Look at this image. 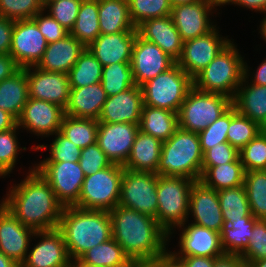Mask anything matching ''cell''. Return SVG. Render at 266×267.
<instances>
[{"label": "cell", "mask_w": 266, "mask_h": 267, "mask_svg": "<svg viewBox=\"0 0 266 267\" xmlns=\"http://www.w3.org/2000/svg\"><path fill=\"white\" fill-rule=\"evenodd\" d=\"M225 225L238 221L251 214L247 192L244 185L217 191Z\"/></svg>", "instance_id": "8d00e7d4"}, {"label": "cell", "mask_w": 266, "mask_h": 267, "mask_svg": "<svg viewBox=\"0 0 266 267\" xmlns=\"http://www.w3.org/2000/svg\"><path fill=\"white\" fill-rule=\"evenodd\" d=\"M231 3L241 6V7H246L247 9H250L251 11L255 10V12L259 13H264L266 17V0H230L228 2V5Z\"/></svg>", "instance_id": "91938a15"}, {"label": "cell", "mask_w": 266, "mask_h": 267, "mask_svg": "<svg viewBox=\"0 0 266 267\" xmlns=\"http://www.w3.org/2000/svg\"><path fill=\"white\" fill-rule=\"evenodd\" d=\"M34 237L40 240L28 250L20 267H70L69 257L62 232L52 230L35 231Z\"/></svg>", "instance_id": "ac0fdd59"}, {"label": "cell", "mask_w": 266, "mask_h": 267, "mask_svg": "<svg viewBox=\"0 0 266 267\" xmlns=\"http://www.w3.org/2000/svg\"><path fill=\"white\" fill-rule=\"evenodd\" d=\"M262 21H261V24H260V26H259V33H260V35H261V37L263 38V39H265V42H266V17H264L263 19H261Z\"/></svg>", "instance_id": "89a4df30"}, {"label": "cell", "mask_w": 266, "mask_h": 267, "mask_svg": "<svg viewBox=\"0 0 266 267\" xmlns=\"http://www.w3.org/2000/svg\"><path fill=\"white\" fill-rule=\"evenodd\" d=\"M82 0H54L49 2L45 11L50 14L69 33L73 29Z\"/></svg>", "instance_id": "c3c4849f"}, {"label": "cell", "mask_w": 266, "mask_h": 267, "mask_svg": "<svg viewBox=\"0 0 266 267\" xmlns=\"http://www.w3.org/2000/svg\"><path fill=\"white\" fill-rule=\"evenodd\" d=\"M192 87L193 79L175 63L141 86L143 105L178 113Z\"/></svg>", "instance_id": "52a82bcc"}, {"label": "cell", "mask_w": 266, "mask_h": 267, "mask_svg": "<svg viewBox=\"0 0 266 267\" xmlns=\"http://www.w3.org/2000/svg\"><path fill=\"white\" fill-rule=\"evenodd\" d=\"M142 107V89L136 85L107 97L98 122L139 124Z\"/></svg>", "instance_id": "603a6c76"}, {"label": "cell", "mask_w": 266, "mask_h": 267, "mask_svg": "<svg viewBox=\"0 0 266 267\" xmlns=\"http://www.w3.org/2000/svg\"><path fill=\"white\" fill-rule=\"evenodd\" d=\"M239 158L245 172L266 170V130L260 131L239 151Z\"/></svg>", "instance_id": "ee69618b"}, {"label": "cell", "mask_w": 266, "mask_h": 267, "mask_svg": "<svg viewBox=\"0 0 266 267\" xmlns=\"http://www.w3.org/2000/svg\"><path fill=\"white\" fill-rule=\"evenodd\" d=\"M70 34L86 48L101 34L98 0H82L75 25Z\"/></svg>", "instance_id": "d590c367"}, {"label": "cell", "mask_w": 266, "mask_h": 267, "mask_svg": "<svg viewBox=\"0 0 266 267\" xmlns=\"http://www.w3.org/2000/svg\"><path fill=\"white\" fill-rule=\"evenodd\" d=\"M158 174L123 168L119 206L156 219Z\"/></svg>", "instance_id": "30bf717a"}, {"label": "cell", "mask_w": 266, "mask_h": 267, "mask_svg": "<svg viewBox=\"0 0 266 267\" xmlns=\"http://www.w3.org/2000/svg\"><path fill=\"white\" fill-rule=\"evenodd\" d=\"M20 66L9 54H0V82L20 70Z\"/></svg>", "instance_id": "9f6ffc18"}, {"label": "cell", "mask_w": 266, "mask_h": 267, "mask_svg": "<svg viewBox=\"0 0 266 267\" xmlns=\"http://www.w3.org/2000/svg\"><path fill=\"white\" fill-rule=\"evenodd\" d=\"M213 267H245V261L238 254H224L215 258Z\"/></svg>", "instance_id": "6f0895ef"}, {"label": "cell", "mask_w": 266, "mask_h": 267, "mask_svg": "<svg viewBox=\"0 0 266 267\" xmlns=\"http://www.w3.org/2000/svg\"><path fill=\"white\" fill-rule=\"evenodd\" d=\"M29 98L26 72L21 68L0 82V109L18 119Z\"/></svg>", "instance_id": "4dcf8cb0"}, {"label": "cell", "mask_w": 266, "mask_h": 267, "mask_svg": "<svg viewBox=\"0 0 266 267\" xmlns=\"http://www.w3.org/2000/svg\"><path fill=\"white\" fill-rule=\"evenodd\" d=\"M239 158V151L228 142L217 144L203 154L202 166H217L235 162Z\"/></svg>", "instance_id": "f5cc1de1"}, {"label": "cell", "mask_w": 266, "mask_h": 267, "mask_svg": "<svg viewBox=\"0 0 266 267\" xmlns=\"http://www.w3.org/2000/svg\"><path fill=\"white\" fill-rule=\"evenodd\" d=\"M13 20L0 15V54H9L12 44Z\"/></svg>", "instance_id": "11a10c76"}, {"label": "cell", "mask_w": 266, "mask_h": 267, "mask_svg": "<svg viewBox=\"0 0 266 267\" xmlns=\"http://www.w3.org/2000/svg\"><path fill=\"white\" fill-rule=\"evenodd\" d=\"M216 7V0H202L172 7L170 16L183 42L203 36L217 26L213 25L214 22L209 17Z\"/></svg>", "instance_id": "9a60e30c"}, {"label": "cell", "mask_w": 266, "mask_h": 267, "mask_svg": "<svg viewBox=\"0 0 266 267\" xmlns=\"http://www.w3.org/2000/svg\"><path fill=\"white\" fill-rule=\"evenodd\" d=\"M154 267H185L183 263L176 259L169 251L159 256L154 261Z\"/></svg>", "instance_id": "94428289"}, {"label": "cell", "mask_w": 266, "mask_h": 267, "mask_svg": "<svg viewBox=\"0 0 266 267\" xmlns=\"http://www.w3.org/2000/svg\"><path fill=\"white\" fill-rule=\"evenodd\" d=\"M17 125V119L10 113L0 109V132L9 130Z\"/></svg>", "instance_id": "6125c7cd"}, {"label": "cell", "mask_w": 266, "mask_h": 267, "mask_svg": "<svg viewBox=\"0 0 266 267\" xmlns=\"http://www.w3.org/2000/svg\"><path fill=\"white\" fill-rule=\"evenodd\" d=\"M186 224L187 222H184L178 226V229H182L179 239L180 251H169L174 257H220L225 254L219 232L192 222Z\"/></svg>", "instance_id": "ffe728a7"}, {"label": "cell", "mask_w": 266, "mask_h": 267, "mask_svg": "<svg viewBox=\"0 0 266 267\" xmlns=\"http://www.w3.org/2000/svg\"><path fill=\"white\" fill-rule=\"evenodd\" d=\"M70 267H94L81 262L79 259H73L70 262Z\"/></svg>", "instance_id": "2644e50d"}, {"label": "cell", "mask_w": 266, "mask_h": 267, "mask_svg": "<svg viewBox=\"0 0 266 267\" xmlns=\"http://www.w3.org/2000/svg\"><path fill=\"white\" fill-rule=\"evenodd\" d=\"M0 267H20L9 257L0 252Z\"/></svg>", "instance_id": "e7e4bbea"}, {"label": "cell", "mask_w": 266, "mask_h": 267, "mask_svg": "<svg viewBox=\"0 0 266 267\" xmlns=\"http://www.w3.org/2000/svg\"><path fill=\"white\" fill-rule=\"evenodd\" d=\"M85 48L69 33L61 40L48 43L44 55L36 67L44 71L67 74Z\"/></svg>", "instance_id": "4316f807"}, {"label": "cell", "mask_w": 266, "mask_h": 267, "mask_svg": "<svg viewBox=\"0 0 266 267\" xmlns=\"http://www.w3.org/2000/svg\"><path fill=\"white\" fill-rule=\"evenodd\" d=\"M179 259L185 267H213L214 260L217 257H198V256H189V257H175Z\"/></svg>", "instance_id": "680465c9"}, {"label": "cell", "mask_w": 266, "mask_h": 267, "mask_svg": "<svg viewBox=\"0 0 266 267\" xmlns=\"http://www.w3.org/2000/svg\"><path fill=\"white\" fill-rule=\"evenodd\" d=\"M240 256L245 262L266 258V220L256 221L249 239V246Z\"/></svg>", "instance_id": "f907efd6"}, {"label": "cell", "mask_w": 266, "mask_h": 267, "mask_svg": "<svg viewBox=\"0 0 266 267\" xmlns=\"http://www.w3.org/2000/svg\"><path fill=\"white\" fill-rule=\"evenodd\" d=\"M20 128L15 127L0 132V177L9 175L14 170L20 145L16 134Z\"/></svg>", "instance_id": "f6af8a7d"}, {"label": "cell", "mask_w": 266, "mask_h": 267, "mask_svg": "<svg viewBox=\"0 0 266 267\" xmlns=\"http://www.w3.org/2000/svg\"><path fill=\"white\" fill-rule=\"evenodd\" d=\"M188 215L193 216L192 223L219 233L225 225L217 191L205 186L200 180L191 187Z\"/></svg>", "instance_id": "7402d4cb"}, {"label": "cell", "mask_w": 266, "mask_h": 267, "mask_svg": "<svg viewBox=\"0 0 266 267\" xmlns=\"http://www.w3.org/2000/svg\"><path fill=\"white\" fill-rule=\"evenodd\" d=\"M245 170L240 158L235 162L217 166H202L200 181L207 187L219 191L244 185Z\"/></svg>", "instance_id": "d6a6232c"}, {"label": "cell", "mask_w": 266, "mask_h": 267, "mask_svg": "<svg viewBox=\"0 0 266 267\" xmlns=\"http://www.w3.org/2000/svg\"><path fill=\"white\" fill-rule=\"evenodd\" d=\"M176 61L158 45L141 38L138 34L132 48L130 66L137 86L171 68Z\"/></svg>", "instance_id": "5bb4252c"}, {"label": "cell", "mask_w": 266, "mask_h": 267, "mask_svg": "<svg viewBox=\"0 0 266 267\" xmlns=\"http://www.w3.org/2000/svg\"><path fill=\"white\" fill-rule=\"evenodd\" d=\"M131 22L137 27L142 22L171 15L169 0H127Z\"/></svg>", "instance_id": "7bdbcfd3"}, {"label": "cell", "mask_w": 266, "mask_h": 267, "mask_svg": "<svg viewBox=\"0 0 266 267\" xmlns=\"http://www.w3.org/2000/svg\"><path fill=\"white\" fill-rule=\"evenodd\" d=\"M101 84L107 97L136 86L130 63H114L102 69Z\"/></svg>", "instance_id": "60d3db41"}, {"label": "cell", "mask_w": 266, "mask_h": 267, "mask_svg": "<svg viewBox=\"0 0 266 267\" xmlns=\"http://www.w3.org/2000/svg\"><path fill=\"white\" fill-rule=\"evenodd\" d=\"M218 33L219 30L215 27L203 36L183 42L182 52L176 63L192 79L231 42Z\"/></svg>", "instance_id": "7c38bea8"}, {"label": "cell", "mask_w": 266, "mask_h": 267, "mask_svg": "<svg viewBox=\"0 0 266 267\" xmlns=\"http://www.w3.org/2000/svg\"><path fill=\"white\" fill-rule=\"evenodd\" d=\"M23 69L28 80L30 98L44 100L66 108L71 92L67 74L40 70L36 66Z\"/></svg>", "instance_id": "d6986e66"}, {"label": "cell", "mask_w": 266, "mask_h": 267, "mask_svg": "<svg viewBox=\"0 0 266 267\" xmlns=\"http://www.w3.org/2000/svg\"><path fill=\"white\" fill-rule=\"evenodd\" d=\"M136 30L141 38L158 45L175 61L180 57L183 40L171 16L148 19L139 24Z\"/></svg>", "instance_id": "d4e9b609"}, {"label": "cell", "mask_w": 266, "mask_h": 267, "mask_svg": "<svg viewBox=\"0 0 266 267\" xmlns=\"http://www.w3.org/2000/svg\"><path fill=\"white\" fill-rule=\"evenodd\" d=\"M52 1H54V0H42L44 7H45L49 2H52Z\"/></svg>", "instance_id": "753ad0ef"}, {"label": "cell", "mask_w": 266, "mask_h": 267, "mask_svg": "<svg viewBox=\"0 0 266 267\" xmlns=\"http://www.w3.org/2000/svg\"><path fill=\"white\" fill-rule=\"evenodd\" d=\"M125 267H154L153 261L131 260Z\"/></svg>", "instance_id": "03108f58"}, {"label": "cell", "mask_w": 266, "mask_h": 267, "mask_svg": "<svg viewBox=\"0 0 266 267\" xmlns=\"http://www.w3.org/2000/svg\"><path fill=\"white\" fill-rule=\"evenodd\" d=\"M231 122V107L217 120L198 133L203 154L217 144L227 142V130Z\"/></svg>", "instance_id": "7dc6e473"}, {"label": "cell", "mask_w": 266, "mask_h": 267, "mask_svg": "<svg viewBox=\"0 0 266 267\" xmlns=\"http://www.w3.org/2000/svg\"><path fill=\"white\" fill-rule=\"evenodd\" d=\"M47 45L45 37L32 19L14 21L9 55L20 68L37 66Z\"/></svg>", "instance_id": "4fadbf2b"}, {"label": "cell", "mask_w": 266, "mask_h": 267, "mask_svg": "<svg viewBox=\"0 0 266 267\" xmlns=\"http://www.w3.org/2000/svg\"><path fill=\"white\" fill-rule=\"evenodd\" d=\"M107 95L101 82L89 86L71 88L65 114L77 118L98 120Z\"/></svg>", "instance_id": "83f0119b"}, {"label": "cell", "mask_w": 266, "mask_h": 267, "mask_svg": "<svg viewBox=\"0 0 266 267\" xmlns=\"http://www.w3.org/2000/svg\"><path fill=\"white\" fill-rule=\"evenodd\" d=\"M253 74L254 75L252 76V78H250L252 80V82L250 80V83L259 86L266 85V59L261 62V64L257 67L256 72Z\"/></svg>", "instance_id": "be15d7a7"}, {"label": "cell", "mask_w": 266, "mask_h": 267, "mask_svg": "<svg viewBox=\"0 0 266 267\" xmlns=\"http://www.w3.org/2000/svg\"><path fill=\"white\" fill-rule=\"evenodd\" d=\"M230 0H216L218 6H223V5H226L228 4Z\"/></svg>", "instance_id": "8c879c8a"}, {"label": "cell", "mask_w": 266, "mask_h": 267, "mask_svg": "<svg viewBox=\"0 0 266 267\" xmlns=\"http://www.w3.org/2000/svg\"><path fill=\"white\" fill-rule=\"evenodd\" d=\"M244 62V77L232 100V105L237 111L256 122L261 128H266V85L259 86L247 83L250 70ZM244 85V86H243Z\"/></svg>", "instance_id": "484cf974"}, {"label": "cell", "mask_w": 266, "mask_h": 267, "mask_svg": "<svg viewBox=\"0 0 266 267\" xmlns=\"http://www.w3.org/2000/svg\"><path fill=\"white\" fill-rule=\"evenodd\" d=\"M35 231L23 225L0 203V252L19 266L24 262ZM32 238V239H31Z\"/></svg>", "instance_id": "44dd1931"}, {"label": "cell", "mask_w": 266, "mask_h": 267, "mask_svg": "<svg viewBox=\"0 0 266 267\" xmlns=\"http://www.w3.org/2000/svg\"><path fill=\"white\" fill-rule=\"evenodd\" d=\"M162 143L160 139L139 130L130 156L123 168L157 174Z\"/></svg>", "instance_id": "f1b7e54d"}, {"label": "cell", "mask_w": 266, "mask_h": 267, "mask_svg": "<svg viewBox=\"0 0 266 267\" xmlns=\"http://www.w3.org/2000/svg\"><path fill=\"white\" fill-rule=\"evenodd\" d=\"M98 125L96 119L77 118L65 114L59 132L83 149L96 143Z\"/></svg>", "instance_id": "74e56055"}, {"label": "cell", "mask_w": 266, "mask_h": 267, "mask_svg": "<svg viewBox=\"0 0 266 267\" xmlns=\"http://www.w3.org/2000/svg\"><path fill=\"white\" fill-rule=\"evenodd\" d=\"M1 204L34 231L58 228L64 209L47 180L35 167L30 168L23 181L9 189Z\"/></svg>", "instance_id": "6da1fadb"}, {"label": "cell", "mask_w": 266, "mask_h": 267, "mask_svg": "<svg viewBox=\"0 0 266 267\" xmlns=\"http://www.w3.org/2000/svg\"><path fill=\"white\" fill-rule=\"evenodd\" d=\"M202 163L203 152L198 133L178 128L162 143L157 174L199 181Z\"/></svg>", "instance_id": "277c9868"}, {"label": "cell", "mask_w": 266, "mask_h": 267, "mask_svg": "<svg viewBox=\"0 0 266 267\" xmlns=\"http://www.w3.org/2000/svg\"><path fill=\"white\" fill-rule=\"evenodd\" d=\"M245 267H266V258L245 262Z\"/></svg>", "instance_id": "003e7915"}, {"label": "cell", "mask_w": 266, "mask_h": 267, "mask_svg": "<svg viewBox=\"0 0 266 267\" xmlns=\"http://www.w3.org/2000/svg\"><path fill=\"white\" fill-rule=\"evenodd\" d=\"M79 164L86 177L109 167L112 163L96 142L81 149Z\"/></svg>", "instance_id": "816d5d0a"}, {"label": "cell", "mask_w": 266, "mask_h": 267, "mask_svg": "<svg viewBox=\"0 0 266 267\" xmlns=\"http://www.w3.org/2000/svg\"><path fill=\"white\" fill-rule=\"evenodd\" d=\"M231 106L232 99L229 97L200 91L193 86L177 113L178 127L185 131L199 133Z\"/></svg>", "instance_id": "ba28073f"}, {"label": "cell", "mask_w": 266, "mask_h": 267, "mask_svg": "<svg viewBox=\"0 0 266 267\" xmlns=\"http://www.w3.org/2000/svg\"><path fill=\"white\" fill-rule=\"evenodd\" d=\"M102 69V64L88 48H85L75 65L67 73L71 88H79L101 82Z\"/></svg>", "instance_id": "f35d334b"}, {"label": "cell", "mask_w": 266, "mask_h": 267, "mask_svg": "<svg viewBox=\"0 0 266 267\" xmlns=\"http://www.w3.org/2000/svg\"><path fill=\"white\" fill-rule=\"evenodd\" d=\"M109 214L112 238L130 260L154 261L167 252L168 233L155 218L119 205Z\"/></svg>", "instance_id": "7a4b0ae2"}, {"label": "cell", "mask_w": 266, "mask_h": 267, "mask_svg": "<svg viewBox=\"0 0 266 267\" xmlns=\"http://www.w3.org/2000/svg\"><path fill=\"white\" fill-rule=\"evenodd\" d=\"M58 229L62 232L71 260L112 238L108 211L87 210L76 206L63 209Z\"/></svg>", "instance_id": "3957f363"}, {"label": "cell", "mask_w": 266, "mask_h": 267, "mask_svg": "<svg viewBox=\"0 0 266 267\" xmlns=\"http://www.w3.org/2000/svg\"><path fill=\"white\" fill-rule=\"evenodd\" d=\"M194 182L185 177L158 175L156 221L170 239L173 228L188 222L189 196Z\"/></svg>", "instance_id": "8992f818"}, {"label": "cell", "mask_w": 266, "mask_h": 267, "mask_svg": "<svg viewBox=\"0 0 266 267\" xmlns=\"http://www.w3.org/2000/svg\"><path fill=\"white\" fill-rule=\"evenodd\" d=\"M244 186L251 214L256 219L266 220V170L246 171Z\"/></svg>", "instance_id": "ab89813d"}, {"label": "cell", "mask_w": 266, "mask_h": 267, "mask_svg": "<svg viewBox=\"0 0 266 267\" xmlns=\"http://www.w3.org/2000/svg\"><path fill=\"white\" fill-rule=\"evenodd\" d=\"M44 12L45 10H42L40 13H37L32 20L37 24L47 43L61 40L69 34L50 14L44 15Z\"/></svg>", "instance_id": "db71d44e"}, {"label": "cell", "mask_w": 266, "mask_h": 267, "mask_svg": "<svg viewBox=\"0 0 266 267\" xmlns=\"http://www.w3.org/2000/svg\"><path fill=\"white\" fill-rule=\"evenodd\" d=\"M202 0H169L171 7L182 5V4H189V3H197Z\"/></svg>", "instance_id": "a7ac6f4b"}, {"label": "cell", "mask_w": 266, "mask_h": 267, "mask_svg": "<svg viewBox=\"0 0 266 267\" xmlns=\"http://www.w3.org/2000/svg\"><path fill=\"white\" fill-rule=\"evenodd\" d=\"M137 32L100 34L87 48L102 64L130 63Z\"/></svg>", "instance_id": "cb8c5ba5"}, {"label": "cell", "mask_w": 266, "mask_h": 267, "mask_svg": "<svg viewBox=\"0 0 266 267\" xmlns=\"http://www.w3.org/2000/svg\"><path fill=\"white\" fill-rule=\"evenodd\" d=\"M257 220L254 216H246L223 226L220 236L225 254L241 255L247 249Z\"/></svg>", "instance_id": "836d02e7"}, {"label": "cell", "mask_w": 266, "mask_h": 267, "mask_svg": "<svg viewBox=\"0 0 266 267\" xmlns=\"http://www.w3.org/2000/svg\"><path fill=\"white\" fill-rule=\"evenodd\" d=\"M64 116L65 109L59 105L29 97L17 119V126L37 136L49 137L60 131Z\"/></svg>", "instance_id": "2e32d148"}, {"label": "cell", "mask_w": 266, "mask_h": 267, "mask_svg": "<svg viewBox=\"0 0 266 267\" xmlns=\"http://www.w3.org/2000/svg\"><path fill=\"white\" fill-rule=\"evenodd\" d=\"M42 10V0H0V15L13 21L32 19Z\"/></svg>", "instance_id": "bcb514c9"}, {"label": "cell", "mask_w": 266, "mask_h": 267, "mask_svg": "<svg viewBox=\"0 0 266 267\" xmlns=\"http://www.w3.org/2000/svg\"><path fill=\"white\" fill-rule=\"evenodd\" d=\"M138 132L139 124L99 123L96 142L111 163L124 166Z\"/></svg>", "instance_id": "e0dca14e"}, {"label": "cell", "mask_w": 266, "mask_h": 267, "mask_svg": "<svg viewBox=\"0 0 266 267\" xmlns=\"http://www.w3.org/2000/svg\"><path fill=\"white\" fill-rule=\"evenodd\" d=\"M34 167L47 180L64 207L73 206L78 201L85 179L79 162H40Z\"/></svg>", "instance_id": "8fae6325"}, {"label": "cell", "mask_w": 266, "mask_h": 267, "mask_svg": "<svg viewBox=\"0 0 266 267\" xmlns=\"http://www.w3.org/2000/svg\"><path fill=\"white\" fill-rule=\"evenodd\" d=\"M122 177L123 166L113 163L86 176L79 199L73 206L87 210L111 211L119 204Z\"/></svg>", "instance_id": "9c48e42d"}, {"label": "cell", "mask_w": 266, "mask_h": 267, "mask_svg": "<svg viewBox=\"0 0 266 267\" xmlns=\"http://www.w3.org/2000/svg\"><path fill=\"white\" fill-rule=\"evenodd\" d=\"M178 114L167 109L143 105L139 130L162 142L178 129Z\"/></svg>", "instance_id": "1f68e13d"}, {"label": "cell", "mask_w": 266, "mask_h": 267, "mask_svg": "<svg viewBox=\"0 0 266 267\" xmlns=\"http://www.w3.org/2000/svg\"><path fill=\"white\" fill-rule=\"evenodd\" d=\"M54 135L55 139L50 144L51 146H49L51 156L40 162H79L81 148L76 146L60 132H56Z\"/></svg>", "instance_id": "681fc988"}, {"label": "cell", "mask_w": 266, "mask_h": 267, "mask_svg": "<svg viewBox=\"0 0 266 267\" xmlns=\"http://www.w3.org/2000/svg\"><path fill=\"white\" fill-rule=\"evenodd\" d=\"M230 42L193 78V86L204 92L223 94L234 99L244 77V57Z\"/></svg>", "instance_id": "5b68a950"}, {"label": "cell", "mask_w": 266, "mask_h": 267, "mask_svg": "<svg viewBox=\"0 0 266 267\" xmlns=\"http://www.w3.org/2000/svg\"><path fill=\"white\" fill-rule=\"evenodd\" d=\"M261 128L256 122L240 114L237 109L231 106V122L227 130V142L240 151L250 142Z\"/></svg>", "instance_id": "b9f144b4"}, {"label": "cell", "mask_w": 266, "mask_h": 267, "mask_svg": "<svg viewBox=\"0 0 266 267\" xmlns=\"http://www.w3.org/2000/svg\"><path fill=\"white\" fill-rule=\"evenodd\" d=\"M98 19L101 34L137 32L127 0H98Z\"/></svg>", "instance_id": "f546056e"}, {"label": "cell", "mask_w": 266, "mask_h": 267, "mask_svg": "<svg viewBox=\"0 0 266 267\" xmlns=\"http://www.w3.org/2000/svg\"><path fill=\"white\" fill-rule=\"evenodd\" d=\"M78 259L94 267H125L131 261L113 238L87 250Z\"/></svg>", "instance_id": "e575fe53"}]
</instances>
